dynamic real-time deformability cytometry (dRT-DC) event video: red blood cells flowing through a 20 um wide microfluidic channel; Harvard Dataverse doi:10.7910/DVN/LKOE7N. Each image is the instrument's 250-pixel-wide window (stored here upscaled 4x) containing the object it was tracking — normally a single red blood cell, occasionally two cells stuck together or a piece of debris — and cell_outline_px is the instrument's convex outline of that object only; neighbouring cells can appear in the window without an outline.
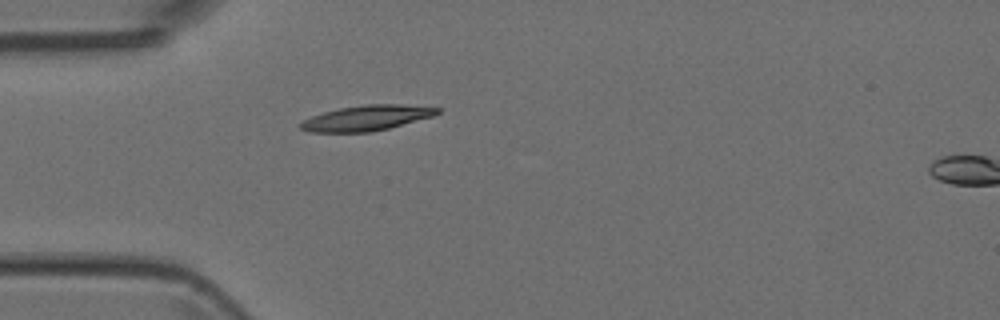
{"species": "Egyptian fruit bat (a non-hibernating species)", "species_latin": "Rousettus aegyptiacus", "temperature_condition": "room temperature", "stored_images_in_passage": 3, "camera_frame_rate_fps": 3000, "um_per_image_px": 0.085, "animal": {"sex": "female"}, "frame": {"image": 1, "passage_image": 2, "time_ms": 2.333, "image_size_px": [1000, 320], "cell_outline_px": [[440, 112], [432, 116], [388, 128], [372, 132], [308, 132], [300, 128], [300, 124], [304, 120], [312, 116], [324, 112], [340, 108], [368, 104], [400, 104], [440, 108]], "centroid_in_image_um": [31.14, 10.03], "position_along_channel_um": 53.9, "area_um2": 19.88}}